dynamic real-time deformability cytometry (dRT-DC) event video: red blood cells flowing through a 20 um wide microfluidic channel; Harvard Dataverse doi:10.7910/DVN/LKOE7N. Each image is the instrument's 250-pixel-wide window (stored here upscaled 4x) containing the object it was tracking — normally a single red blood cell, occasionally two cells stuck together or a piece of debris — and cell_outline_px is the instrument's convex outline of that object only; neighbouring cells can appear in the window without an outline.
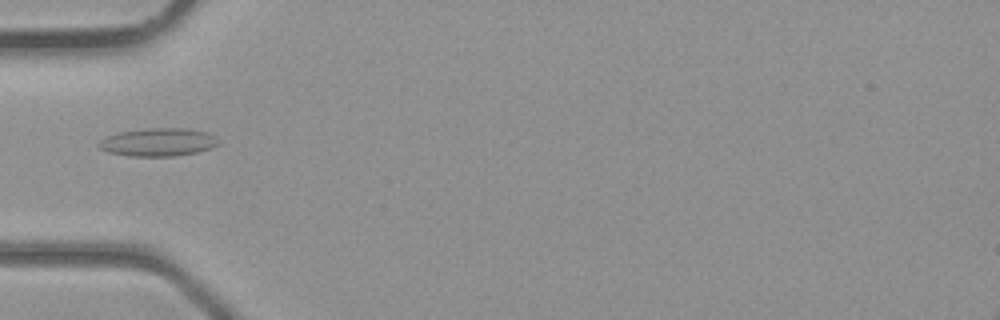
{"species": "common noctule bat (a hibernating species)", "species_latin": "Nyctalus noctula", "temperature_condition": "room temperature", "stored_images_in_passage": 26, "camera_frame_rate_fps": 3000, "um_per_image_px": 0.085, "animal": {"sex": "male", "body_mass_g": 23.1, "forearm_length_mm": 52.7}, "frame": {"image": 1, "passage_image": 5, "time_ms": 1.333, "image_size_px": [1000, 320], "cell_outline_px": [[220, 144], [212, 148], [196, 152], [172, 156], [128, 156], [108, 152], [100, 148], [96, 144], [100, 140], [108, 136], [120, 132], [148, 128], [188, 128], [208, 132], [216, 136], [220, 140]], "centroid_in_image_um": [13.49, 12.08], "position_along_channel_um": 71.5, "area_um2": 19.71}}
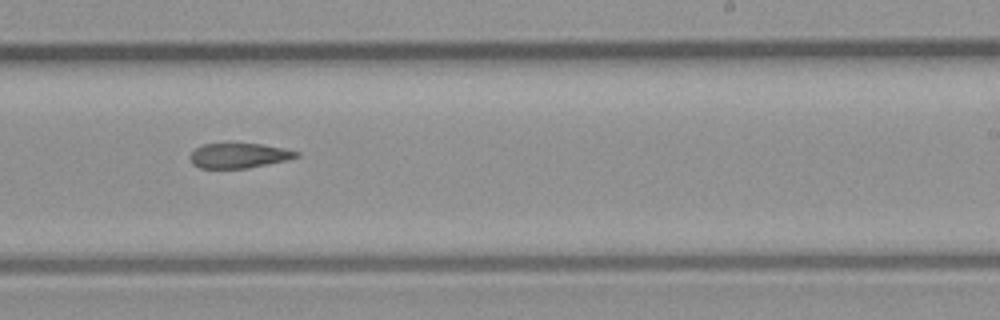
{"frame": {"image": 2, "passage_image": 16, "time_ms": 5.0, "image_size_px": [1000, 320], "cell_outline_px": [[300, 156], [288, 160], [248, 168], [200, 168], [192, 164], [188, 156], [196, 148], [204, 144], [260, 144], [284, 148], [300, 152]], "centroid_in_image_um": [20.32, 13.23], "position_along_channel_um": 268.7, "area_um2": 15.43}}
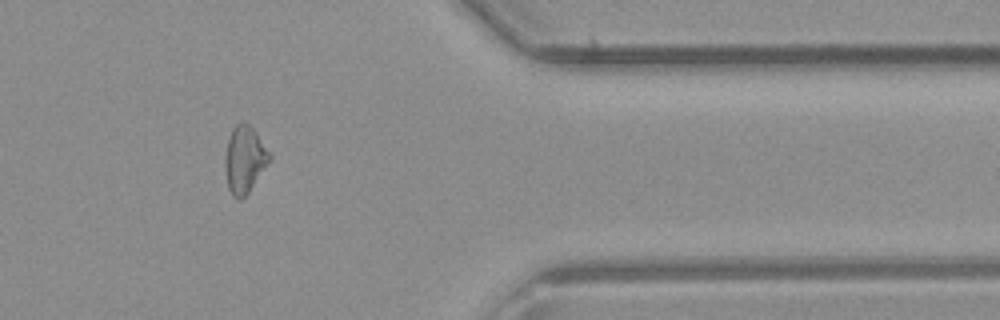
{"frame": {"image": 3, "passage_image": 24, "time_ms": 7.667, "image_size_px": [1000, 320], "cell_outline_px": [[272, 160], [248, 192], [240, 200], [232, 196], [228, 188], [224, 168], [224, 156], [228, 140], [232, 128], [240, 120], [244, 120], [256, 132], [272, 156]], "centroid_in_image_um": [20.78, 13.54], "position_along_channel_um": 390.6, "area_um2": 17.63}}